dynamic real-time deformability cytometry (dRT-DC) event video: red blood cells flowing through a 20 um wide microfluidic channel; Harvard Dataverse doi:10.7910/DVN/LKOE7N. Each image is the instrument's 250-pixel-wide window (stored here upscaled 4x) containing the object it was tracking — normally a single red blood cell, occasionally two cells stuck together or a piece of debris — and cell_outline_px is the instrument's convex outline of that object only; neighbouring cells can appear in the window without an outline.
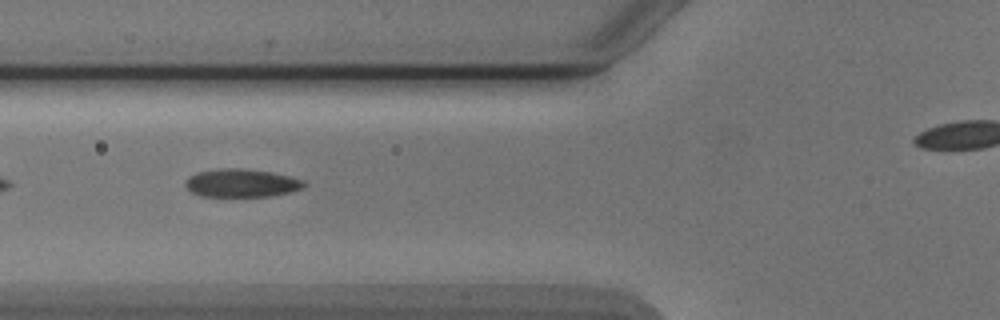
{"species": "Egyptian fruit bat (a non-hibernating species)", "species_latin": "Rousettus aegyptiacus", "temperature_condition": "cold", "stored_images_in_passage": 8, "segment_of_instrument_passage": [1, 2], "camera_frame_rate_fps": 3000, "um_per_image_px": 0.085, "animal": {"sex": "male"}, "frame": {"image": 1, "passage_image": 6, "time_ms": 6.0, "image_size_px": [1000, 320], "cell_outline_px": [[308, 184], [300, 188], [288, 192], [272, 196], [200, 196], [192, 192], [184, 184], [188, 176], [196, 172], [216, 168], [244, 168], [272, 172], [304, 180]], "centroid_in_image_um": [20.49, 15.54], "position_along_channel_um": 105.3, "area_um2": 19.54}}
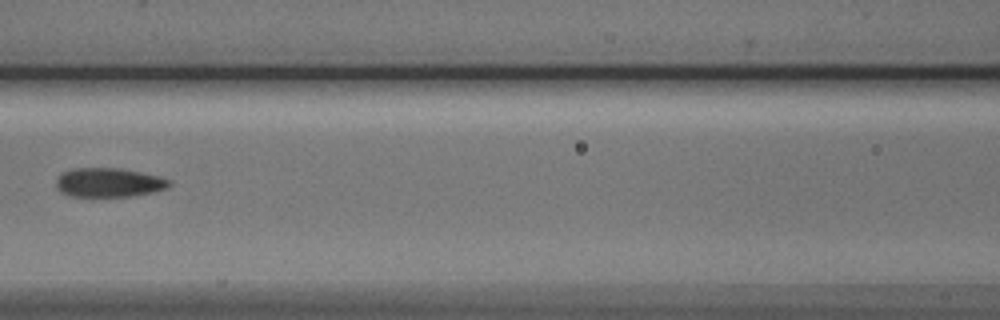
{"frame": {"image": 2, "passage_image": 7, "time_ms": 7.333, "image_size_px": [1000, 320], "cell_outline_px": [[172, 184], [168, 188], [136, 196], [68, 196], [60, 192], [56, 188], [56, 180], [64, 172], [72, 168], [120, 168], [160, 176], [172, 180]], "centroid_in_image_um": [9.28, 15.52], "position_along_channel_um": 157.3, "area_um2": 19.36}}